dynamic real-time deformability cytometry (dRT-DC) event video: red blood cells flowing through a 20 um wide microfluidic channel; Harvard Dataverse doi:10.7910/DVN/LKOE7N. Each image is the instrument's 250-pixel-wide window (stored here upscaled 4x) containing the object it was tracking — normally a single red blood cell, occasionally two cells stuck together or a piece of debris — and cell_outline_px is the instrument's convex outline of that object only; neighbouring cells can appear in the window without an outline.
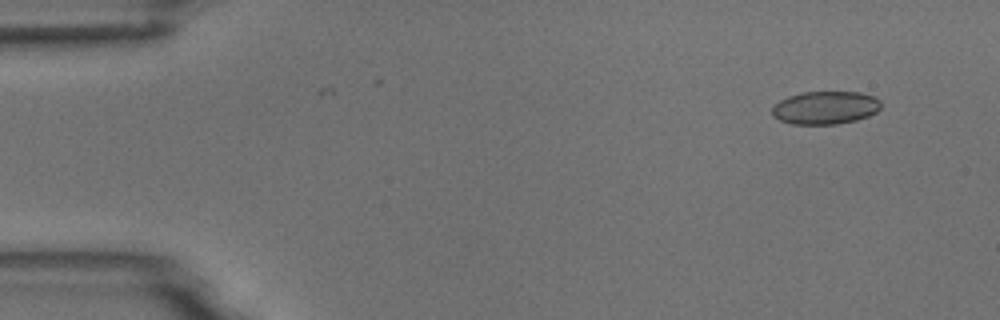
{"species": "common noctule bat (a hibernating species)", "species_latin": "Nyctalus noctula", "temperature_condition": "room temperature", "stored_images_in_passage": 5, "camera_frame_rate_fps": 3000, "um_per_image_px": 0.085, "animal": {"sex": "male", "body_mass_g": 18.8}, "frame": {"image": 1, "passage_image": 2, "time_ms": 1.0, "image_size_px": [1000, 320], "cell_outline_px": [[880, 108], [876, 112], [868, 116], [856, 120], [836, 124], [792, 124], [780, 120], [772, 116], [772, 108], [780, 100], [788, 96], [804, 92], [860, 92], [876, 96], [880, 100]], "centroid_in_image_um": [70.17, 9.15], "position_along_channel_um": 14.8, "area_um2": 20.98}}
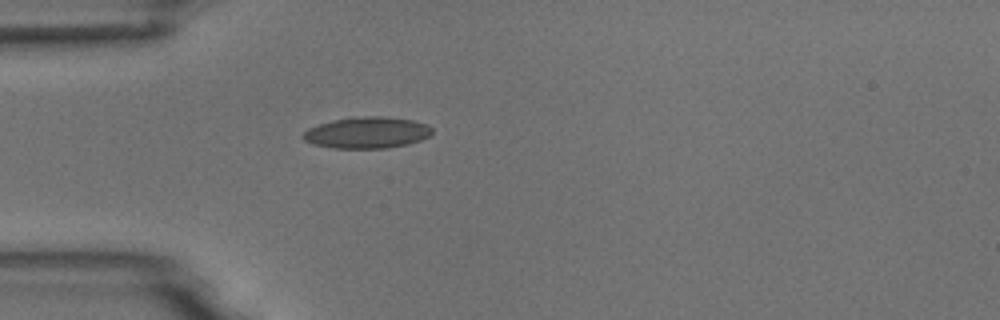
{"frame": {"image": 2, "passage_image": 5, "time_ms": 4.667, "image_size_px": [1000, 320], "cell_outline_px": [[432, 132], [428, 136], [420, 140], [408, 144], [388, 148], [332, 148], [312, 144], [304, 140], [300, 136], [308, 128], [320, 124], [352, 116], [384, 116], [412, 120], [424, 124], [432, 128]], "centroid_in_image_um": [31.16, 11.28], "position_along_channel_um": 53.8, "area_um2": 23.58}}